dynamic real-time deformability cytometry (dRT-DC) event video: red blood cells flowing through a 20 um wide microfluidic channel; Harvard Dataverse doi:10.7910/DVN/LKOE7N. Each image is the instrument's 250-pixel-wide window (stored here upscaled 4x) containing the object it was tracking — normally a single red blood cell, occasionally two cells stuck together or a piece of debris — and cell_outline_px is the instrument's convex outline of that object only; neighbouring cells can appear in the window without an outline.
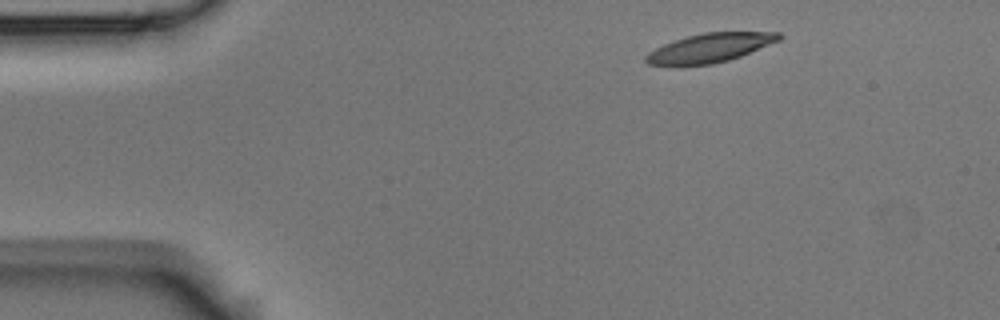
{"species": "Egyptian fruit bat (a non-hibernating species)", "species_latin": "Rousettus aegyptiacus", "temperature_condition": "room temperature", "stored_images_in_passage": 4, "camera_frame_rate_fps": 3000, "um_per_image_px": 0.085, "animal": {"sex": "male"}, "frame": {"image": 1, "passage_image": 1, "time_ms": 0.0, "image_size_px": [1000, 320], "cell_outline_px": [[784, 36], [780, 40], [740, 56], [728, 60], [712, 64], [648, 64], [644, 60], [644, 56], [648, 52], [664, 44], [688, 36], [704, 32], [780, 32]], "centroid_in_image_um": [60.38, 4.05], "position_along_channel_um": 24.6, "area_um2": 22.02}}
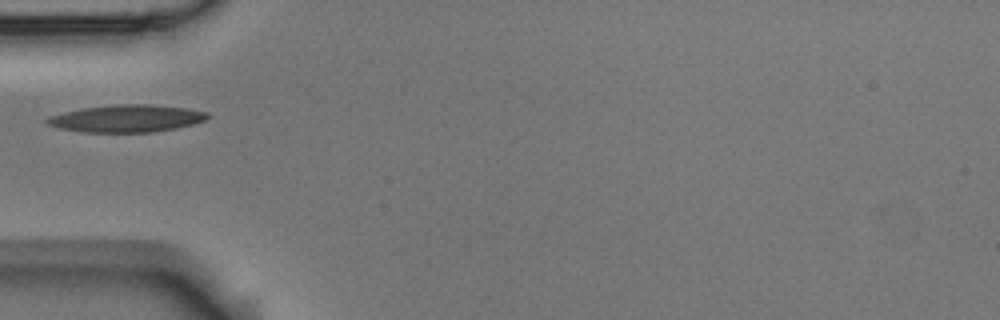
{"frame": {"image": 2, "passage_image": 4, "time_ms": 1.0, "image_size_px": [1000, 320], "cell_outline_px": [[208, 116], [204, 120], [192, 124], [176, 128], [152, 132], [84, 132], [60, 128], [48, 124], [44, 120], [48, 116], [64, 112], [84, 108], [116, 104], [148, 104], [184, 108], [208, 112]], "centroid_in_image_um": [10.73, 10.07], "position_along_channel_um": 74.3, "area_um2": 25.26}}